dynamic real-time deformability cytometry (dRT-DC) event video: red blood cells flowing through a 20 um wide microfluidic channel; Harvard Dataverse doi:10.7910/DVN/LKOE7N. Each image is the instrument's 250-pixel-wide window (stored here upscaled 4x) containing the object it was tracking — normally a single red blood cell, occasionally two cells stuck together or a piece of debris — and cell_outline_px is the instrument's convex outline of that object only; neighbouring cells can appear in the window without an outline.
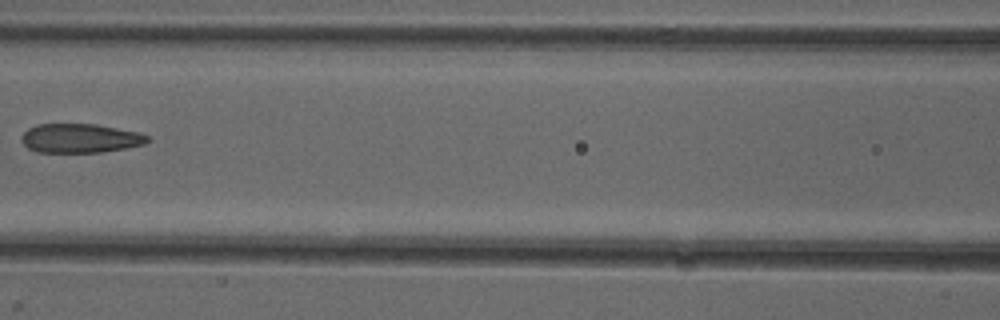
{"species": "common noctule bat (a hibernating species)", "species_latin": "Nyctalus noctula", "temperature_condition": "cold", "stored_images_in_passage": 6, "camera_frame_rate_fps": 3000, "um_per_image_px": 0.085, "animal": {"sex": "female"}, "frame": {"image": 1, "passage_image": 5, "time_ms": 4.667, "image_size_px": [1000, 320], "cell_outline_px": [[152, 140], [144, 144], [124, 148], [100, 152], [36, 152], [28, 148], [20, 140], [20, 136], [28, 128], [36, 124], [96, 124], [140, 132], [148, 136]], "centroid_in_image_um": [6.8, 11.74], "position_along_channel_um": 159.8, "area_um2": 21.5}}
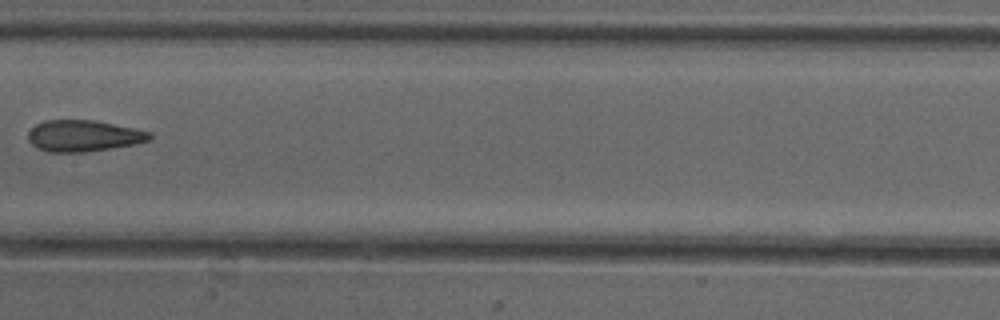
{"frame": {"image": 2, "passage_image": 6, "time_ms": 5.667, "image_size_px": [1000, 320], "cell_outline_px": [[152, 140], [136, 144], [84, 152], [48, 152], [32, 144], [28, 140], [28, 132], [36, 124], [44, 120], [96, 120], [152, 132]], "centroid_in_image_um": [7.13, 11.54], "position_along_channel_um": 200.3, "area_um2": 22.25}}